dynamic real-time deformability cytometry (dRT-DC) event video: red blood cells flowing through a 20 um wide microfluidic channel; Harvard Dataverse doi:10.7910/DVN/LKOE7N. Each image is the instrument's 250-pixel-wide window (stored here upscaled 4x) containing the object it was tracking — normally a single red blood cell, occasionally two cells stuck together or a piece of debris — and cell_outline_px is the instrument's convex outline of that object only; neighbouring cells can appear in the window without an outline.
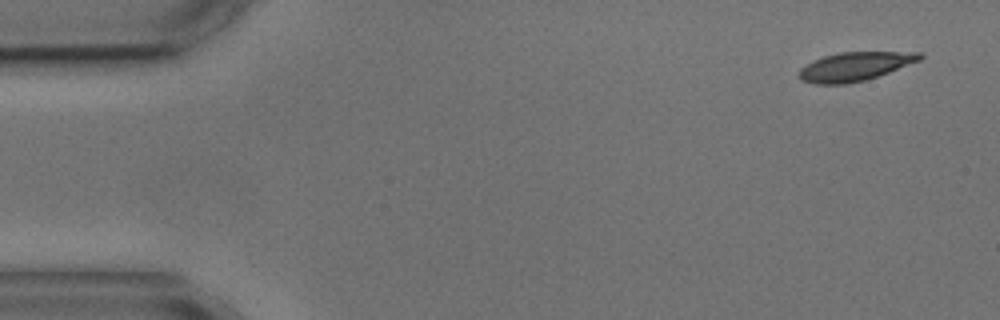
{"species": "common noctule bat (a hibernating species)", "species_latin": "Nyctalus noctula", "temperature_condition": "cold", "stored_images_in_passage": 6, "camera_frame_rate_fps": 3000, "um_per_image_px": 0.085, "animal": {"sex": "male", "body_mass_g": 17.9, "forearm_length_mm": 54.2}, "frame": {"image": 1, "passage_image": 1, "time_ms": 0.0, "image_size_px": [1000, 320], "cell_outline_px": [[924, 56], [920, 60], [888, 72], [864, 80], [848, 84], [816, 84], [800, 80], [796, 76], [800, 68], [824, 56], [840, 52], [920, 52]], "centroid_in_image_um": [72.63, 5.65], "position_along_channel_um": 12.4, "area_um2": 20.06}}
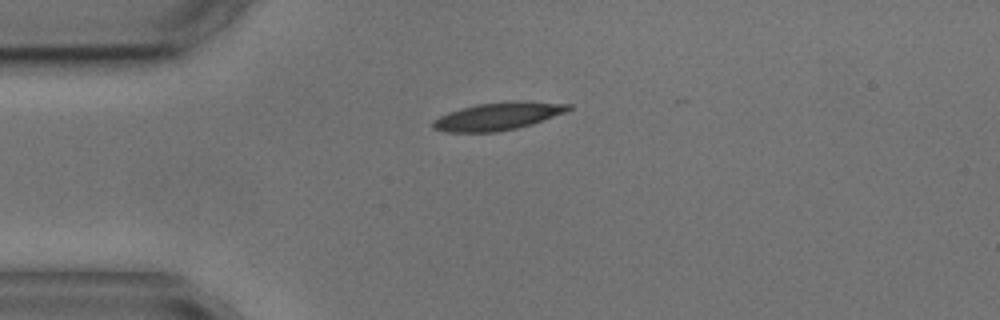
{"frame": {"image": 2, "passage_image": 3, "time_ms": 3.333, "image_size_px": [1000, 320], "cell_outline_px": [[572, 108], [564, 112], [532, 124], [516, 128], [496, 132], [444, 132], [432, 128], [432, 120], [448, 112], [460, 108], [476, 104], [512, 100], [524, 100], [572, 104]], "centroid_in_image_um": [42.3, 9.86], "position_along_channel_um": 42.7, "area_um2": 22.08}}